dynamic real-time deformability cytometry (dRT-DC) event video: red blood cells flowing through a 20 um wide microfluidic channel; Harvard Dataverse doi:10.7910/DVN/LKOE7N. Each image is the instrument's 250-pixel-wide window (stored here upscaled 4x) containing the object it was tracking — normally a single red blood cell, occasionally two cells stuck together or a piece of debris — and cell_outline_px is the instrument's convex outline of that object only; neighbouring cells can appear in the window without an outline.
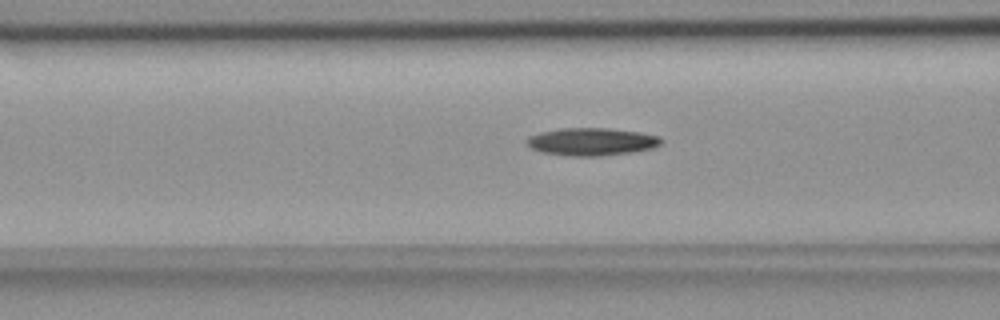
{"species": "common noctule bat (a hibernating species)", "species_latin": "Nyctalus noctula", "temperature_condition": "room temperature", "stored_images_in_passage": 39, "camera_frame_rate_fps": 3000, "um_per_image_px": 0.085, "animal": {"sex": "female", "body_mass_g": 18.4}, "frame": {"image": 1, "passage_image": 11, "time_ms": 3.333, "image_size_px": [1000, 320], "cell_outline_px": [[664, 140], [660, 144], [652, 148], [632, 152], [600, 156], [576, 156], [544, 152], [532, 148], [524, 140], [528, 136], [540, 132], [560, 128], [608, 128], [640, 132], [656, 136]], "centroid_in_image_um": [50.28, 12.03], "position_along_channel_um": 116.3, "area_um2": 21.5}}
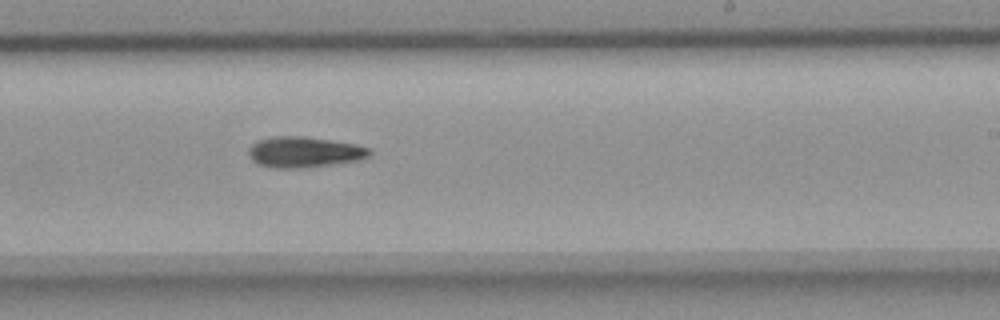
{"frame": {"image": 2, "passage_image": 23, "time_ms": 7.333, "image_size_px": [1000, 320], "cell_outline_px": [[372, 152], [368, 156], [360, 160], [300, 168], [272, 168], [260, 164], [252, 160], [248, 156], [248, 148], [256, 140], [276, 136], [304, 136], [356, 144], [372, 148]], "centroid_in_image_um": [25.85, 12.92], "position_along_channel_um": 263.2, "area_um2": 21.73}}
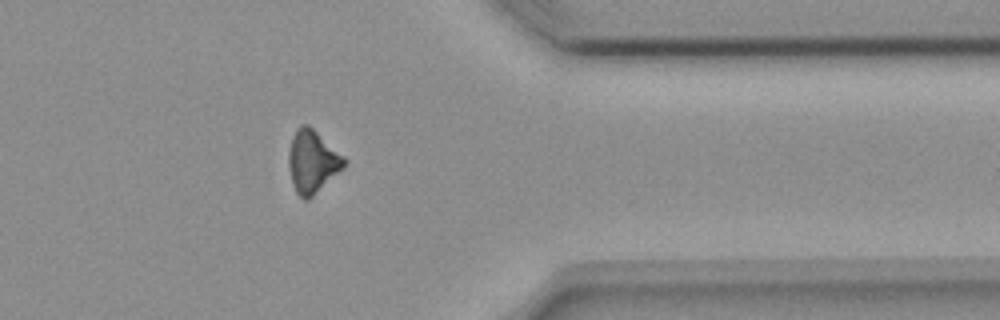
{"frame": {"image": 3, "passage_image": 34, "time_ms": 11.0, "image_size_px": [1000, 320], "cell_outline_px": [[344, 168], [308, 200], [304, 200], [296, 192], [292, 184], [288, 168], [288, 152], [292, 136], [296, 128], [304, 124], [308, 124], [344, 156]], "centroid_in_image_um": [26.52, 13.73], "position_along_channel_um": 384.9, "area_um2": 20.23}}